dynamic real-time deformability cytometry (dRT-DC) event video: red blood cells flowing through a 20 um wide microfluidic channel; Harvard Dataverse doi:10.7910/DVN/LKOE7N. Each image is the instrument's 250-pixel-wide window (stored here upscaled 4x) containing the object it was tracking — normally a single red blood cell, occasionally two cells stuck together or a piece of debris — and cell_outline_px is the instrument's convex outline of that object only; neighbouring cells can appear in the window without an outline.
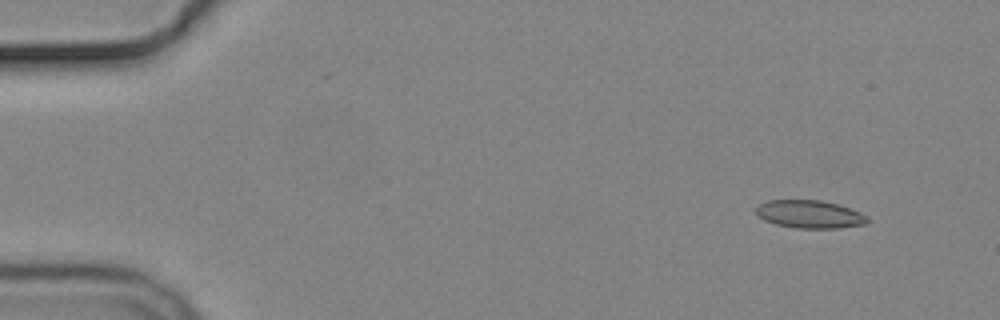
{"species": "common noctule bat (a hibernating species)", "species_latin": "Nyctalus noctula", "temperature_condition": "cold", "stored_images_in_passage": 4, "camera_frame_rate_fps": 3000, "um_per_image_px": 0.085, "animal": {"sex": "male", "body_mass_g": 19.2, "forearm_length_mm": 51.8}, "frame": {"image": 1, "passage_image": 1, "time_ms": 0.0, "image_size_px": [1000, 320], "cell_outline_px": [[868, 224], [840, 228], [796, 228], [776, 224], [764, 220], [756, 216], [756, 208], [760, 204], [768, 200], [820, 200], [836, 204], [860, 212], [868, 216]], "centroid_in_image_um": [68.82, 18.22], "position_along_channel_um": 16.2, "area_um2": 18.15}}
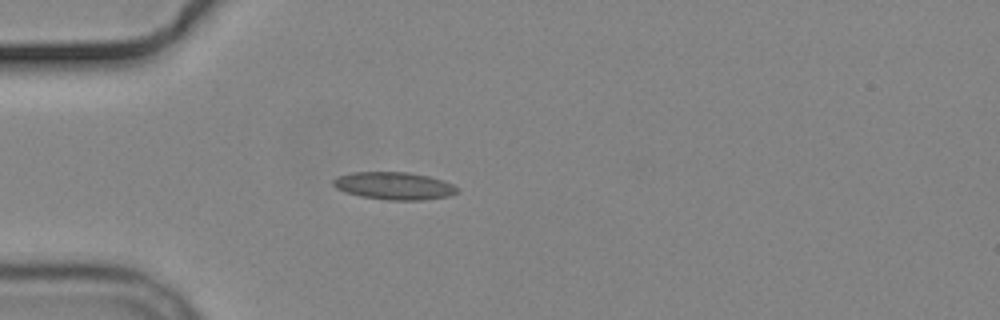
{"frame": {"image": 2, "passage_image": 4, "time_ms": 3.667, "image_size_px": [1000, 320], "cell_outline_px": [[456, 192], [448, 196], [424, 200], [388, 200], [360, 196], [344, 192], [336, 188], [332, 184], [332, 180], [336, 176], [352, 172], [408, 172], [428, 176], [444, 180], [452, 184], [456, 188]], "centroid_in_image_um": [33.44, 15.79], "position_along_channel_um": 51.6, "area_um2": 19.94}}